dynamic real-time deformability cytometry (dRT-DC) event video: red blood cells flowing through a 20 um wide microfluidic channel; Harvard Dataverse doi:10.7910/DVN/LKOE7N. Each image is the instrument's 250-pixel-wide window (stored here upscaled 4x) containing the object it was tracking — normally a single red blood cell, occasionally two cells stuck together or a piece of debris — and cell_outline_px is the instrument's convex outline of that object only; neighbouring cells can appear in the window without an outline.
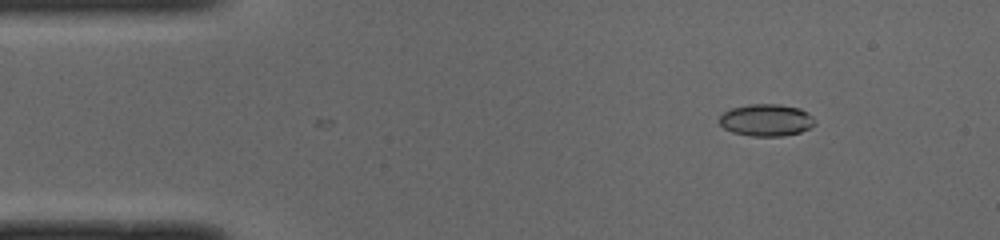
{"species": "common noctule bat (a hibernating species)", "species_latin": "Nyctalus noctula", "temperature_condition": "cold", "stored_images_in_passage": 2, "camera_frame_rate_fps": 3000, "um_per_image_px": 0.085, "animal": {"sex": "male", "body_mass_g": 19.0, "forearm_length_mm": 50.8}, "frame": {"image": 1, "passage_image": 1, "time_ms": 0.0, "image_size_px": [1000, 240], "cell_outline_px": [[816, 124], [800, 132], [780, 136], [752, 136], [732, 132], [724, 128], [720, 124], [720, 116], [724, 112], [732, 108], [748, 104], [780, 104], [800, 108], [808, 112], [816, 120]], "centroid_in_image_um": [65.16, 10.2], "position_along_channel_um": 19.8, "area_um2": 17.86}}